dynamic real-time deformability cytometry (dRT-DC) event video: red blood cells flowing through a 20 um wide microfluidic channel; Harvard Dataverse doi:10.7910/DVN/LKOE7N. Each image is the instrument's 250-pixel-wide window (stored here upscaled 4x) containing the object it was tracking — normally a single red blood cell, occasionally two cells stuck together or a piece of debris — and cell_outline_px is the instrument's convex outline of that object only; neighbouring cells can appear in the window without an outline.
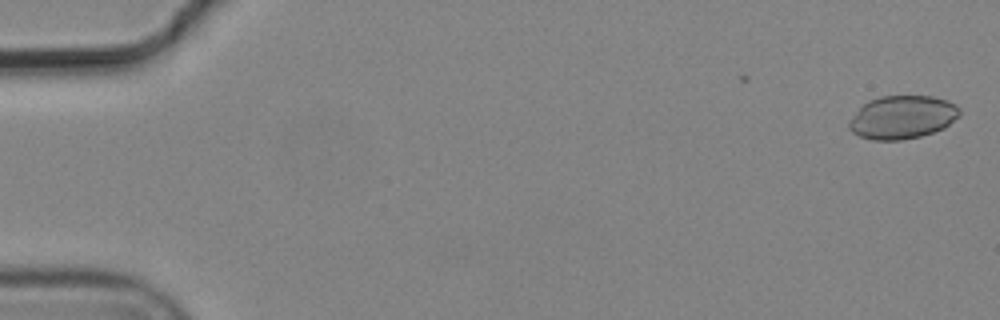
{"species": "common noctule bat (a hibernating species)", "species_latin": "Nyctalus noctula", "temperature_condition": "cold", "stored_images_in_passage": 7, "camera_frame_rate_fps": 3000, "um_per_image_px": 0.085, "animal": {"sex": "male", "body_mass_g": 19.2, "forearm_length_mm": 51.8}, "frame": {"image": 1, "passage_image": 1, "time_ms": 0.0, "image_size_px": [1000, 320], "cell_outline_px": [[960, 116], [944, 128], [920, 136], [900, 140], [872, 140], [860, 136], [852, 132], [848, 128], [848, 124], [860, 108], [868, 100], [880, 96], [932, 96], [948, 100], [956, 104], [960, 108]], "centroid_in_image_um": [76.73, 9.96], "position_along_channel_um": 8.3, "area_um2": 27.8}}